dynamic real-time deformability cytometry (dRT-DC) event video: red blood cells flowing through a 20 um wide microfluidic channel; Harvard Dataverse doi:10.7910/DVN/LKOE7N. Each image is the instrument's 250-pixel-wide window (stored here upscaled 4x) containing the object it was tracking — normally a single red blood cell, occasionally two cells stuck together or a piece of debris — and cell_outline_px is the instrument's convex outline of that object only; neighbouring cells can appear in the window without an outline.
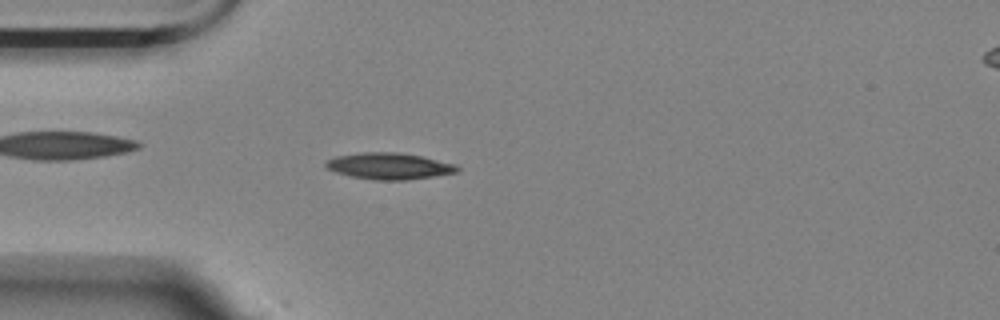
{"species": "Egyptian fruit bat (a non-hibernating species)", "species_latin": "Rousettus aegyptiacus", "temperature_condition": "room temperature", "stored_images_in_passage": 3, "camera_frame_rate_fps": 3000, "um_per_image_px": 0.085, "animal": {"sex": "female"}, "frame": {"image": 1, "passage_image": 3, "time_ms": 5.0, "image_size_px": [1000, 320], "cell_outline_px": [[460, 168], [456, 172], [408, 180], [376, 180], [352, 176], [336, 172], [324, 168], [324, 160], [336, 156], [360, 152], [396, 152], [424, 156], [456, 164]], "centroid_in_image_um": [33.04, 14.1], "position_along_channel_um": 52.0, "area_um2": 20.4}}